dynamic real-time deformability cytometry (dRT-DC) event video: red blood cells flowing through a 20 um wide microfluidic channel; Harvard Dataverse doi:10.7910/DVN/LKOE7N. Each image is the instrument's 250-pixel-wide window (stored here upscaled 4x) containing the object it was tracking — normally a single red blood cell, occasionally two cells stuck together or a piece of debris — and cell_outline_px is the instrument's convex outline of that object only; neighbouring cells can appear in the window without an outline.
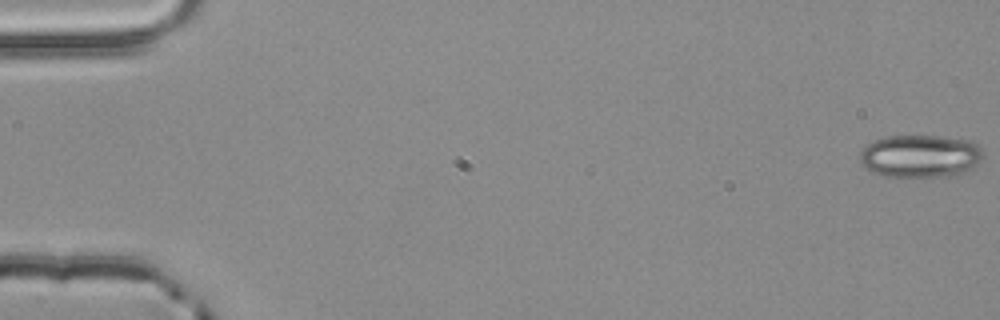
{"species": "common noctule bat (a hibernating species)", "species_latin": "Nyctalus noctula", "temperature_condition": "room temperature", "stored_images_in_passage": 6, "camera_frame_rate_fps": 3000, "um_per_image_px": 0.085, "animal": {"sex": "male", "body_mass_g": 20.4}, "frame": {"image": 1, "passage_image": 1, "time_ms": 0.0, "image_size_px": [1000, 320], "cell_outline_px": [[984, 156], [968, 172], [956, 176], [912, 180], [884, 176], [872, 172], [860, 164], [856, 156], [872, 140], [888, 136], [940, 136], [972, 140], [984, 148]], "centroid_in_image_um": [78.24, 13.32], "position_along_channel_um": 6.8, "area_um2": 32.37}}